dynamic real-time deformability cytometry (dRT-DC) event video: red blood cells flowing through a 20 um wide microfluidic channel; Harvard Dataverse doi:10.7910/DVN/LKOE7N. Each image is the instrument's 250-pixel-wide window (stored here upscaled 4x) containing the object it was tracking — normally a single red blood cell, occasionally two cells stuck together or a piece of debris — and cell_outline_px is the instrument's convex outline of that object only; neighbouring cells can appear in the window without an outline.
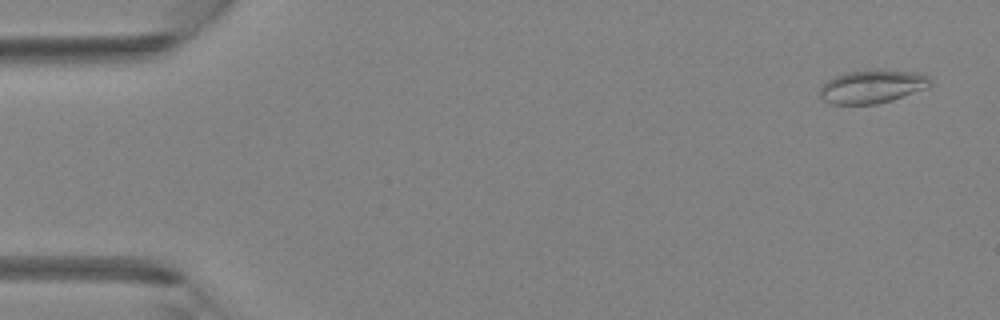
{"species": "Egyptian fruit bat (a non-hibernating species)", "species_latin": "Rousettus aegyptiacus", "temperature_condition": "room temperature", "stored_images_in_passage": 4, "camera_frame_rate_fps": 3000, "um_per_image_px": 0.085, "animal": {"sex": "female"}, "frame": {"image": 1, "passage_image": 1, "time_ms": 0.0, "image_size_px": [1000, 320], "cell_outline_px": [[932, 84], [928, 88], [892, 100], [876, 104], [832, 104], [824, 100], [820, 96], [820, 88], [832, 76], [844, 72], [920, 72], [928, 76], [932, 80]], "centroid_in_image_um": [74.15, 7.39], "position_along_channel_um": 10.9, "area_um2": 20.92}}